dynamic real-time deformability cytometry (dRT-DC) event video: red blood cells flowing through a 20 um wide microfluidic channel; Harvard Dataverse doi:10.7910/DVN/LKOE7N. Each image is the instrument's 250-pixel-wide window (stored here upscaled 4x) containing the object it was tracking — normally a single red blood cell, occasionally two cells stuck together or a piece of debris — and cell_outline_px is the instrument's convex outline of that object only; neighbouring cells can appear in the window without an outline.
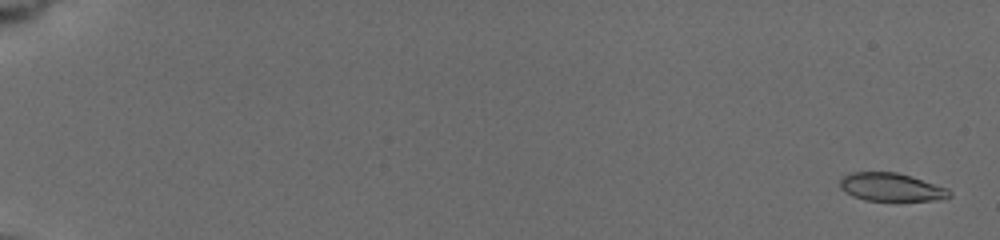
{"species": "common noctule bat (a hibernating species)", "species_latin": "Nyctalus noctula", "temperature_condition": "cold", "stored_images_in_passage": 13, "camera_frame_rate_fps": 3000, "um_per_image_px": 0.085, "animal": {"sex": "female", "body_mass_g": 19.5, "forearm_length_mm": 54.1}, "frame": {"image": 1, "passage_image": 1, "time_ms": 0.0, "image_size_px": [1000, 240], "cell_outline_px": [[952, 196], [936, 200], [864, 200], [852, 196], [840, 188], [840, 180], [848, 172], [896, 172], [948, 188], [952, 192]], "centroid_in_image_um": [75.73, 15.9], "position_along_channel_um": 9.3, "area_um2": 17.8}}
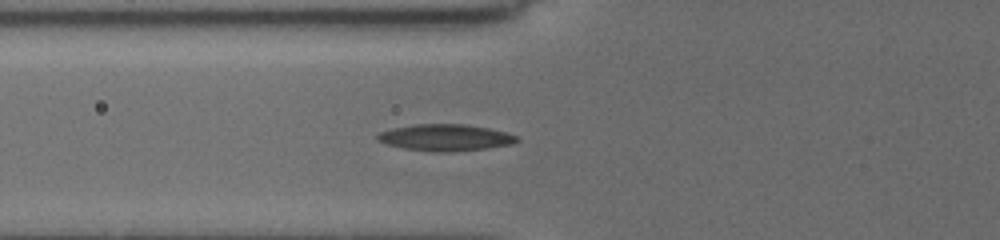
{"frame": {"image": 2, "passage_image": 10, "time_ms": 7.333, "image_size_px": [1000, 240], "cell_outline_px": [[520, 140], [512, 144], [484, 148], [452, 152], [432, 152], [404, 148], [388, 144], [376, 140], [376, 136], [380, 132], [392, 128], [416, 124], [464, 124], [488, 128], [504, 132], [516, 136]], "centroid_in_image_um": [37.83, 11.69], "position_along_channel_um": 88.0, "area_um2": 21.44}}
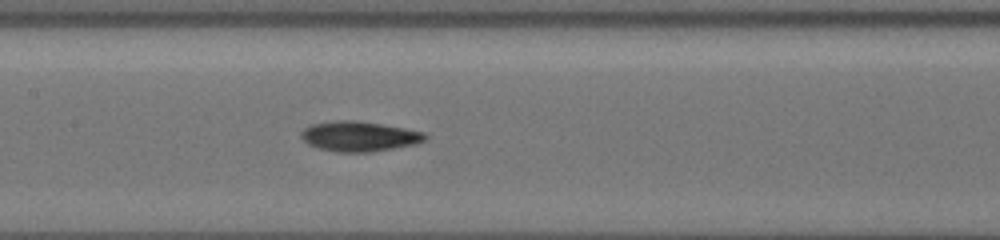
{"frame": {"image": 3, "passage_image": 13, "time_ms": 9.667, "image_size_px": [1000, 240], "cell_outline_px": [[428, 136], [424, 140], [416, 144], [372, 152], [336, 152], [316, 148], [308, 144], [300, 136], [300, 132], [308, 124], [336, 120], [356, 120], [404, 128], [424, 132]], "centroid_in_image_um": [30.48, 11.59], "position_along_channel_um": 176.9, "area_um2": 21.91}}